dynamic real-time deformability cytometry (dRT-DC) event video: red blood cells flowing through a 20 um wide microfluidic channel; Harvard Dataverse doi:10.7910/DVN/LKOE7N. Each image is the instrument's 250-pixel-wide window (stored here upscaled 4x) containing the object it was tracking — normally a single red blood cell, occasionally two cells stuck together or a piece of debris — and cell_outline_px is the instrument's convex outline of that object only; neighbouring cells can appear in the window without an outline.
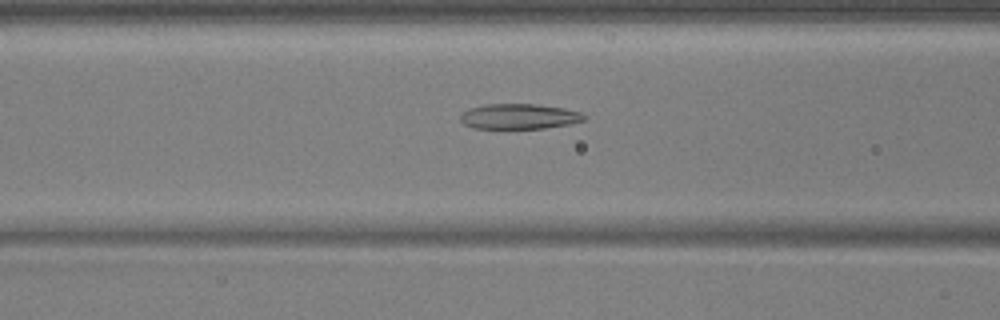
{"species": "common noctule bat (a hibernating species)", "species_latin": "Nyctalus noctula", "temperature_condition": "warm", "stored_images_in_passage": 54, "camera_frame_rate_fps": 3000, "um_per_image_px": 0.085, "animal": {"sex": "male", "body_mass_g": 17.9, "forearm_length_mm": 54.2}, "frame": {"image": 1, "passage_image": 22, "time_ms": 7.0, "image_size_px": [1000, 320], "cell_outline_px": [[588, 116], [584, 120], [568, 124], [544, 128], [508, 132], [472, 128], [464, 124], [460, 120], [460, 116], [468, 108], [484, 104], [536, 104], [564, 108], [580, 112]], "centroid_in_image_um": [44.06, 9.95], "position_along_channel_um": 122.5, "area_um2": 19.25}}
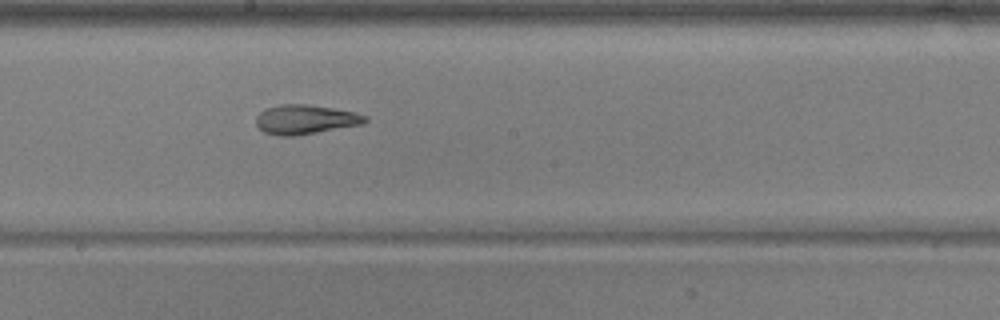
{"frame": {"image": 2, "passage_image": 30, "time_ms": 9.667, "image_size_px": [1000, 320], "cell_outline_px": [[368, 120], [364, 124], [296, 136], [276, 136], [264, 132], [256, 124], [256, 116], [260, 112], [268, 108], [280, 104], [304, 104], [332, 108], [356, 112], [368, 116]], "centroid_in_image_um": [25.98, 10.16], "position_along_channel_um": 222.2, "area_um2": 18.79}}
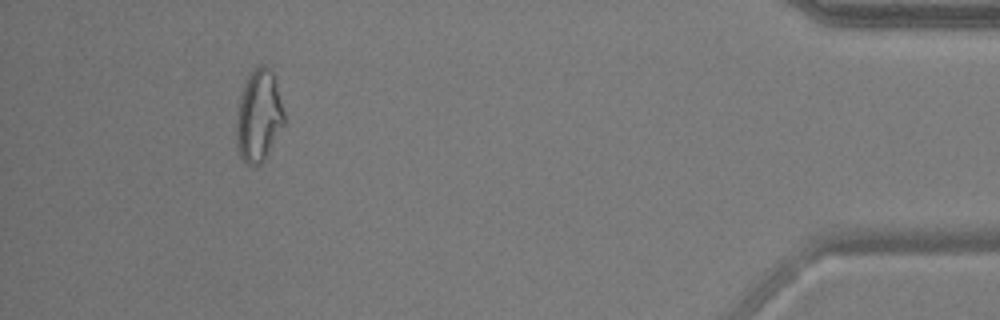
{"frame": {"image": 3, "passage_image": 50, "time_ms": 16.333, "image_size_px": [1000, 320], "cell_outline_px": [[284, 124], [264, 160], [260, 164], [248, 164], [240, 156], [236, 140], [236, 124], [240, 96], [244, 84], [252, 68], [260, 64], [268, 64], [272, 68], [284, 112]], "centroid_in_image_um": [22.0, 9.78], "position_along_channel_um": 413.2, "area_um2": 25.55}, "authors_computed_cell_mechanics": {"area_um2": 21.3282, "velocity_mm_per_s": 3.7386, "shape_relaxation_time_tau1_ms": 10.619, "shape_relaxation_time_tau2_ms": 2.1499, "deformation_change_tau1": 0.2901, "deformation_change_tau2": 0.1079}}